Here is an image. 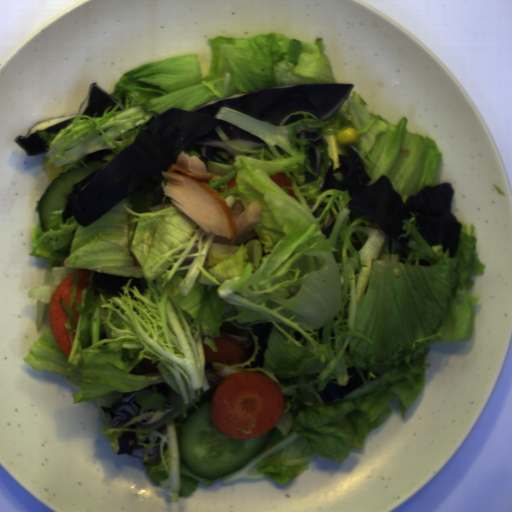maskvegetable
Returning <instances> with one entry per match:
<instances>
[{"instance_id":"vegetable-1","label":"vegetable","mask_w":512,"mask_h":512,"mask_svg":"<svg viewBox=\"0 0 512 512\" xmlns=\"http://www.w3.org/2000/svg\"><path fill=\"white\" fill-rule=\"evenodd\" d=\"M304 120L285 125L294 114ZM278 126L221 107L215 118L229 122L264 141L262 148L232 142L221 127L214 130L235 157L216 153L204 163L212 174L206 183L227 207L241 200L244 210L258 202L260 222L255 238L245 245L214 243L207 232L165 195L167 180L154 173L106 214L87 226L66 210L53 211L48 232L40 220L28 255L48 261L41 285L29 290L35 301L38 332L49 316L59 283L75 270H90L81 301V280L72 278L64 323L71 342L68 357L47 326L23 361L36 372L64 375L73 404L94 400L103 421L99 428L114 453L119 438L135 432L152 482L180 502L213 480L194 475L184 463L179 431L187 417L213 399L219 383L236 372H255L274 381L283 396V412L270 440L255 459L221 477V484L267 477L289 485L308 462L325 458L341 464L353 450L364 451L369 433L391 415L397 398L401 419L421 397L435 343L471 341L479 296L469 294L472 277L484 276L478 259L477 228L460 225L458 249L437 255L417 231L415 214L402 220V234L391 240L368 215L351 212L347 190H321L333 161L350 149L359 157L374 184L388 178L404 202L425 187H436L442 162L437 141L407 131L408 118L391 124L373 115L359 93L351 92L327 121L297 111ZM359 133L354 143L338 145L336 134L346 128ZM310 131L328 145L315 146L295 136ZM319 149V174L310 169L309 148ZM283 172L292 187L281 188L270 175ZM236 175V186L227 190ZM287 189L297 197H290ZM351 215L353 220L351 221ZM333 232H321L332 218ZM368 236L360 251L352 234ZM144 278L146 288L122 294L95 292L93 272ZM250 333L252 325H274L263 368L205 362L204 344L213 351V336L223 322ZM160 361L156 374H145L141 359ZM356 367L361 388L335 403L323 402L319 391L331 380L345 386L347 368ZM171 385L172 412L158 423L143 426L164 411V396L154 385ZM136 396L141 415L111 427L102 407H111L123 393L148 388ZM159 445L154 462L147 453Z\"/></svg>"},{"instance_id":"vegetable-2","label":"vegetable","mask_w":512,"mask_h":512,"mask_svg":"<svg viewBox=\"0 0 512 512\" xmlns=\"http://www.w3.org/2000/svg\"><path fill=\"white\" fill-rule=\"evenodd\" d=\"M208 46L206 76L194 53L150 62L118 79L109 94L117 102L101 117H74L59 133L36 130L47 147L45 161L66 166L65 172L91 152L112 151L104 166L133 144L153 113L193 111L211 101L275 86L337 84L321 38L308 43L272 32L251 38L217 36Z\"/></svg>"},{"instance_id":"vegetable-3","label":"vegetable","mask_w":512,"mask_h":512,"mask_svg":"<svg viewBox=\"0 0 512 512\" xmlns=\"http://www.w3.org/2000/svg\"><path fill=\"white\" fill-rule=\"evenodd\" d=\"M186 155H189V156H192V157H196L199 159L200 155L198 154V152L196 150H184L183 151Z\"/></svg>"},{"instance_id":"vegetable-4","label":"vegetable","mask_w":512,"mask_h":512,"mask_svg":"<svg viewBox=\"0 0 512 512\" xmlns=\"http://www.w3.org/2000/svg\"><path fill=\"white\" fill-rule=\"evenodd\" d=\"M255 424H256V423H255V421H254V422L252 423L251 427H250L248 430H241V429H240V427H237V429H236V430H238L239 432H242V433H244V434H251V432H252V430H253V428H254Z\"/></svg>"}]
</instances>
